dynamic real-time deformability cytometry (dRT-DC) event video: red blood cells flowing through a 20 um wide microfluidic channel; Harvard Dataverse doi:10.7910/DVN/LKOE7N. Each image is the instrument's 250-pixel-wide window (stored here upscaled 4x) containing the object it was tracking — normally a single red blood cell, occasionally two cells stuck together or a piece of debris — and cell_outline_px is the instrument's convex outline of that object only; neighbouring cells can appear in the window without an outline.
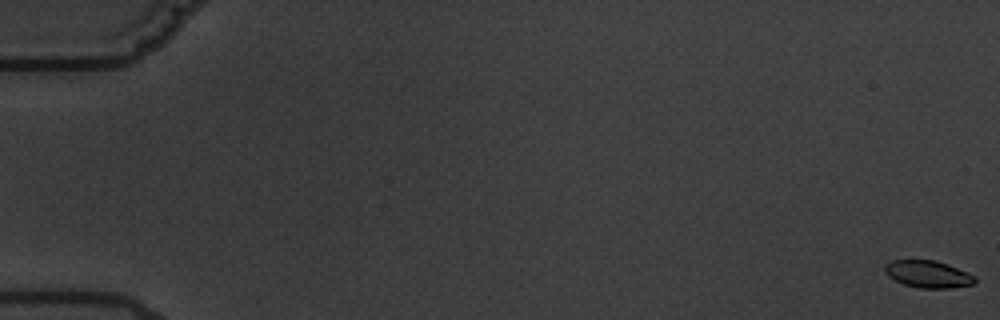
{"species": "common noctule bat (a hibernating species)", "species_latin": "Nyctalus noctula", "temperature_condition": "warm", "stored_images_in_passage": 7, "camera_frame_rate_fps": 3000, "um_per_image_px": 0.085, "animal": {"sex": "male", "body_mass_g": 19.5, "forearm_length_mm": 54.6}, "frame": {"image": 1, "passage_image": 1, "time_ms": 0.0, "image_size_px": [1000, 320], "cell_outline_px": [[976, 280], [972, 284], [952, 288], [920, 288], [904, 284], [888, 276], [884, 272], [884, 264], [892, 260], [936, 260], [948, 264], [976, 276]], "centroid_in_image_um": [78.87, 23.29], "position_along_channel_um": 6.1, "area_um2": 14.28}}